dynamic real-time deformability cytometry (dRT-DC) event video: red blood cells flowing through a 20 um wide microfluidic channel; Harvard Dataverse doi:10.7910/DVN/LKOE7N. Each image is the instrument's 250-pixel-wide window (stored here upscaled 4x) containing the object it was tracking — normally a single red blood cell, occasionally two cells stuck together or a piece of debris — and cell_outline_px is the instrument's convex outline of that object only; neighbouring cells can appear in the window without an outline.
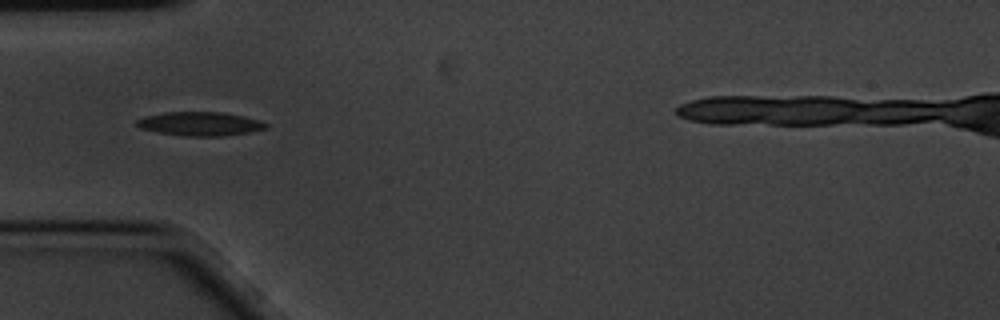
{"species": "common noctule bat (a hibernating species)", "species_latin": "Nyctalus noctula", "temperature_condition": "cold", "stored_images_in_passage": 10, "camera_frame_rate_fps": 3000, "um_per_image_px": 0.085, "animal": {"sex": "male", "body_mass_g": 20.1, "forearm_length_mm": 53.5}, "frame": {"image": 1, "passage_image": 4, "time_ms": 1.0, "image_size_px": [1000, 320], "cell_outline_px": [[268, 128], [248, 132], [220, 136], [184, 136], [160, 132], [140, 128], [136, 124], [136, 120], [148, 116], [168, 112], [220, 112], [244, 116], [260, 120], [268, 124]], "centroid_in_image_um": [17.05, 10.52], "position_along_channel_um": 68.0, "area_um2": 17.69}}
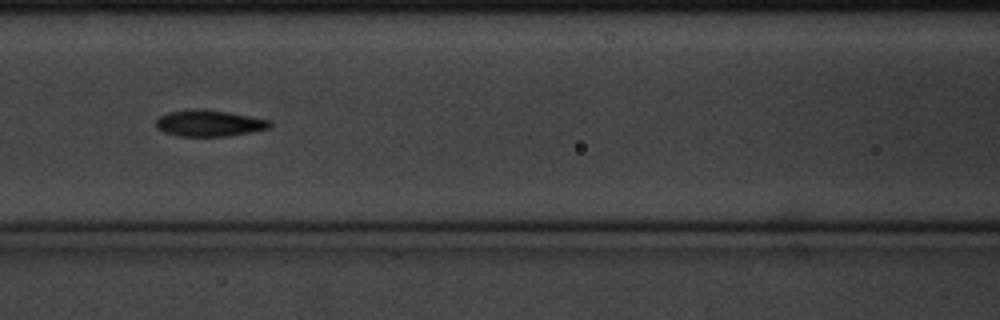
{"frame": {"image": 2, "passage_image": 6, "time_ms": 1.667, "image_size_px": [1000, 320], "cell_outline_px": [[272, 124], [268, 128], [228, 136], [180, 136], [164, 132], [156, 128], [156, 120], [160, 116], [168, 112], [196, 108], [204, 108], [228, 112], [272, 120]], "centroid_in_image_um": [17.76, 10.46], "position_along_channel_um": 148.8, "area_um2": 17.51}}
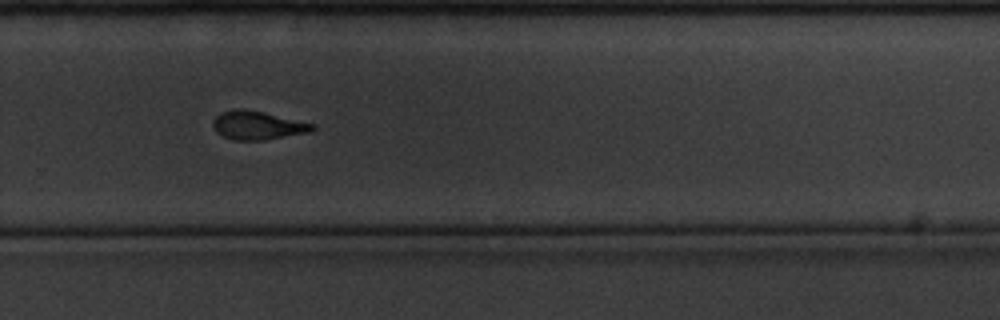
{"frame": {"image": 3, "passage_image": 10, "time_ms": 3.0, "image_size_px": [1000, 320], "cell_outline_px": [[316, 128], [308, 132], [264, 140], [232, 140], [216, 132], [212, 124], [212, 120], [220, 112], [236, 108], [244, 108], [264, 112], [316, 124]], "centroid_in_image_um": [21.87, 10.64], "position_along_channel_um": 307.9, "area_um2": 16.65}}